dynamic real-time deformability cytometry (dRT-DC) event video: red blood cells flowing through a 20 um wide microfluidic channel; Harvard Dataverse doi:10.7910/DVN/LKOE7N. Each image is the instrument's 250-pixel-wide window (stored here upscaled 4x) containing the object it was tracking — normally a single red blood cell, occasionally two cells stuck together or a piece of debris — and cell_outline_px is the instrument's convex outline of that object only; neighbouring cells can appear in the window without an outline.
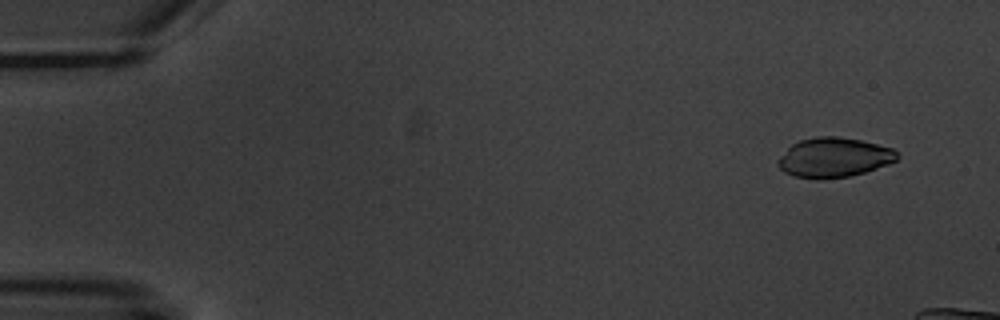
{"species": "common noctule bat (a hibernating species)", "species_latin": "Nyctalus noctula", "temperature_condition": "warm", "stored_images_in_passage": 5, "camera_frame_rate_fps": 3000, "um_per_image_px": 0.085, "animal": {"sex": "male", "body_mass_g": 20.1, "forearm_length_mm": 53.5}, "frame": {"image": 1, "passage_image": 1, "time_ms": 0.0, "image_size_px": [1000, 320], "cell_outline_px": [[900, 156], [896, 160], [888, 164], [864, 172], [848, 176], [820, 180], [816, 180], [796, 176], [784, 172], [776, 164], [776, 160], [792, 144], [800, 140], [816, 136], [840, 136], [860, 140], [892, 148], [900, 152]], "centroid_in_image_um": [70.87, 13.38], "position_along_channel_um": 14.1, "area_um2": 27.69}}